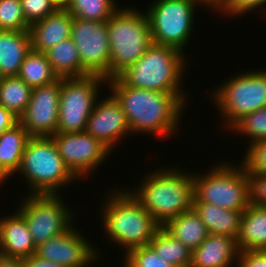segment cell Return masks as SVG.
I'll return each mask as SVG.
<instances>
[{
    "label": "cell",
    "instance_id": "obj_1",
    "mask_svg": "<svg viewBox=\"0 0 266 267\" xmlns=\"http://www.w3.org/2000/svg\"><path fill=\"white\" fill-rule=\"evenodd\" d=\"M107 85L120 103L131 134L152 133L167 138L177 134L181 114L187 106L184 93L126 87L117 78L107 80Z\"/></svg>",
    "mask_w": 266,
    "mask_h": 267
},
{
    "label": "cell",
    "instance_id": "obj_2",
    "mask_svg": "<svg viewBox=\"0 0 266 267\" xmlns=\"http://www.w3.org/2000/svg\"><path fill=\"white\" fill-rule=\"evenodd\" d=\"M187 172L163 166V169L147 173L139 188L129 192L163 226L169 219L192 209L194 179L193 172Z\"/></svg>",
    "mask_w": 266,
    "mask_h": 267
},
{
    "label": "cell",
    "instance_id": "obj_3",
    "mask_svg": "<svg viewBox=\"0 0 266 267\" xmlns=\"http://www.w3.org/2000/svg\"><path fill=\"white\" fill-rule=\"evenodd\" d=\"M112 191L101 206L102 224L108 240L125 248V253L136 247L149 245L161 225L127 190Z\"/></svg>",
    "mask_w": 266,
    "mask_h": 267
},
{
    "label": "cell",
    "instance_id": "obj_4",
    "mask_svg": "<svg viewBox=\"0 0 266 267\" xmlns=\"http://www.w3.org/2000/svg\"><path fill=\"white\" fill-rule=\"evenodd\" d=\"M182 51L152 44L142 57L116 78L126 87L157 92L184 93L181 89L186 67Z\"/></svg>",
    "mask_w": 266,
    "mask_h": 267
},
{
    "label": "cell",
    "instance_id": "obj_5",
    "mask_svg": "<svg viewBox=\"0 0 266 267\" xmlns=\"http://www.w3.org/2000/svg\"><path fill=\"white\" fill-rule=\"evenodd\" d=\"M207 172L202 175L201 172H193V202L244 212L256 198V184L242 164L234 166L223 161L213 165Z\"/></svg>",
    "mask_w": 266,
    "mask_h": 267
},
{
    "label": "cell",
    "instance_id": "obj_6",
    "mask_svg": "<svg viewBox=\"0 0 266 267\" xmlns=\"http://www.w3.org/2000/svg\"><path fill=\"white\" fill-rule=\"evenodd\" d=\"M110 44V79L139 60L153 44L147 14L119 8L107 21Z\"/></svg>",
    "mask_w": 266,
    "mask_h": 267
},
{
    "label": "cell",
    "instance_id": "obj_7",
    "mask_svg": "<svg viewBox=\"0 0 266 267\" xmlns=\"http://www.w3.org/2000/svg\"><path fill=\"white\" fill-rule=\"evenodd\" d=\"M18 174L27 181L29 194L59 195L60 187L78 180L66 167L51 137H30Z\"/></svg>",
    "mask_w": 266,
    "mask_h": 267
},
{
    "label": "cell",
    "instance_id": "obj_8",
    "mask_svg": "<svg viewBox=\"0 0 266 267\" xmlns=\"http://www.w3.org/2000/svg\"><path fill=\"white\" fill-rule=\"evenodd\" d=\"M220 85L211 99L226 120V129L244 115L266 107V69L238 73Z\"/></svg>",
    "mask_w": 266,
    "mask_h": 267
},
{
    "label": "cell",
    "instance_id": "obj_9",
    "mask_svg": "<svg viewBox=\"0 0 266 267\" xmlns=\"http://www.w3.org/2000/svg\"><path fill=\"white\" fill-rule=\"evenodd\" d=\"M146 14L150 23L152 42L175 47L182 52L191 39L193 18L198 0H155Z\"/></svg>",
    "mask_w": 266,
    "mask_h": 267
},
{
    "label": "cell",
    "instance_id": "obj_10",
    "mask_svg": "<svg viewBox=\"0 0 266 267\" xmlns=\"http://www.w3.org/2000/svg\"><path fill=\"white\" fill-rule=\"evenodd\" d=\"M107 84L104 77L89 75L61 78L56 133L84 132L89 116L97 103L99 86Z\"/></svg>",
    "mask_w": 266,
    "mask_h": 267
},
{
    "label": "cell",
    "instance_id": "obj_11",
    "mask_svg": "<svg viewBox=\"0 0 266 267\" xmlns=\"http://www.w3.org/2000/svg\"><path fill=\"white\" fill-rule=\"evenodd\" d=\"M60 195L28 194L18 206L36 247L73 226V212Z\"/></svg>",
    "mask_w": 266,
    "mask_h": 267
},
{
    "label": "cell",
    "instance_id": "obj_12",
    "mask_svg": "<svg viewBox=\"0 0 266 267\" xmlns=\"http://www.w3.org/2000/svg\"><path fill=\"white\" fill-rule=\"evenodd\" d=\"M71 39L76 44L82 67L90 75L110 79V44L107 21L73 17Z\"/></svg>",
    "mask_w": 266,
    "mask_h": 267
},
{
    "label": "cell",
    "instance_id": "obj_13",
    "mask_svg": "<svg viewBox=\"0 0 266 267\" xmlns=\"http://www.w3.org/2000/svg\"><path fill=\"white\" fill-rule=\"evenodd\" d=\"M51 138L64 164L77 179H82L84 175L87 177L112 153L104 144L85 131L56 133Z\"/></svg>",
    "mask_w": 266,
    "mask_h": 267
},
{
    "label": "cell",
    "instance_id": "obj_14",
    "mask_svg": "<svg viewBox=\"0 0 266 267\" xmlns=\"http://www.w3.org/2000/svg\"><path fill=\"white\" fill-rule=\"evenodd\" d=\"M61 78L32 88L30 101L19 123L30 137H52L56 134L60 101Z\"/></svg>",
    "mask_w": 266,
    "mask_h": 267
},
{
    "label": "cell",
    "instance_id": "obj_15",
    "mask_svg": "<svg viewBox=\"0 0 266 267\" xmlns=\"http://www.w3.org/2000/svg\"><path fill=\"white\" fill-rule=\"evenodd\" d=\"M88 241L81 231L75 228L74 223L63 234L37 246L35 255L63 267H88L93 262H97L100 255V252Z\"/></svg>",
    "mask_w": 266,
    "mask_h": 267
},
{
    "label": "cell",
    "instance_id": "obj_16",
    "mask_svg": "<svg viewBox=\"0 0 266 267\" xmlns=\"http://www.w3.org/2000/svg\"><path fill=\"white\" fill-rule=\"evenodd\" d=\"M109 96L101 102L97 101L88 118L85 132L112 151L119 140L130 133V129L120 103L112 94Z\"/></svg>",
    "mask_w": 266,
    "mask_h": 267
},
{
    "label": "cell",
    "instance_id": "obj_17",
    "mask_svg": "<svg viewBox=\"0 0 266 267\" xmlns=\"http://www.w3.org/2000/svg\"><path fill=\"white\" fill-rule=\"evenodd\" d=\"M73 16L66 9H58L43 20L30 25L31 49L45 53L61 41L71 38Z\"/></svg>",
    "mask_w": 266,
    "mask_h": 267
},
{
    "label": "cell",
    "instance_id": "obj_18",
    "mask_svg": "<svg viewBox=\"0 0 266 267\" xmlns=\"http://www.w3.org/2000/svg\"><path fill=\"white\" fill-rule=\"evenodd\" d=\"M36 246L25 218L17 211L0 219V253L25 259L34 255Z\"/></svg>",
    "mask_w": 266,
    "mask_h": 267
},
{
    "label": "cell",
    "instance_id": "obj_19",
    "mask_svg": "<svg viewBox=\"0 0 266 267\" xmlns=\"http://www.w3.org/2000/svg\"><path fill=\"white\" fill-rule=\"evenodd\" d=\"M238 254L236 239L209 234L199 247L192 250L189 267H233Z\"/></svg>",
    "mask_w": 266,
    "mask_h": 267
},
{
    "label": "cell",
    "instance_id": "obj_20",
    "mask_svg": "<svg viewBox=\"0 0 266 267\" xmlns=\"http://www.w3.org/2000/svg\"><path fill=\"white\" fill-rule=\"evenodd\" d=\"M239 252L266 251V206L255 198L242 213Z\"/></svg>",
    "mask_w": 266,
    "mask_h": 267
},
{
    "label": "cell",
    "instance_id": "obj_21",
    "mask_svg": "<svg viewBox=\"0 0 266 267\" xmlns=\"http://www.w3.org/2000/svg\"><path fill=\"white\" fill-rule=\"evenodd\" d=\"M30 50L29 31L0 30V78L18 76L21 64Z\"/></svg>",
    "mask_w": 266,
    "mask_h": 267
},
{
    "label": "cell",
    "instance_id": "obj_22",
    "mask_svg": "<svg viewBox=\"0 0 266 267\" xmlns=\"http://www.w3.org/2000/svg\"><path fill=\"white\" fill-rule=\"evenodd\" d=\"M192 208L199 215L209 234L238 239L242 211L223 209L203 202H193Z\"/></svg>",
    "mask_w": 266,
    "mask_h": 267
},
{
    "label": "cell",
    "instance_id": "obj_23",
    "mask_svg": "<svg viewBox=\"0 0 266 267\" xmlns=\"http://www.w3.org/2000/svg\"><path fill=\"white\" fill-rule=\"evenodd\" d=\"M29 138L19 122L0 134V171L7 178L17 173Z\"/></svg>",
    "mask_w": 266,
    "mask_h": 267
},
{
    "label": "cell",
    "instance_id": "obj_24",
    "mask_svg": "<svg viewBox=\"0 0 266 267\" xmlns=\"http://www.w3.org/2000/svg\"><path fill=\"white\" fill-rule=\"evenodd\" d=\"M162 227L191 251L199 247L209 235L193 208L169 219Z\"/></svg>",
    "mask_w": 266,
    "mask_h": 267
},
{
    "label": "cell",
    "instance_id": "obj_25",
    "mask_svg": "<svg viewBox=\"0 0 266 267\" xmlns=\"http://www.w3.org/2000/svg\"><path fill=\"white\" fill-rule=\"evenodd\" d=\"M45 55L58 78H81L90 75L82 67L78 49L71 38L53 46Z\"/></svg>",
    "mask_w": 266,
    "mask_h": 267
},
{
    "label": "cell",
    "instance_id": "obj_26",
    "mask_svg": "<svg viewBox=\"0 0 266 267\" xmlns=\"http://www.w3.org/2000/svg\"><path fill=\"white\" fill-rule=\"evenodd\" d=\"M149 245L160 259L176 267H189L192 251L172 237L162 226L156 231Z\"/></svg>",
    "mask_w": 266,
    "mask_h": 267
},
{
    "label": "cell",
    "instance_id": "obj_27",
    "mask_svg": "<svg viewBox=\"0 0 266 267\" xmlns=\"http://www.w3.org/2000/svg\"><path fill=\"white\" fill-rule=\"evenodd\" d=\"M18 77L31 88L48 85L58 79L45 53L33 49L23 60Z\"/></svg>",
    "mask_w": 266,
    "mask_h": 267
},
{
    "label": "cell",
    "instance_id": "obj_28",
    "mask_svg": "<svg viewBox=\"0 0 266 267\" xmlns=\"http://www.w3.org/2000/svg\"><path fill=\"white\" fill-rule=\"evenodd\" d=\"M32 88L18 76L0 78V106L20 117L30 101Z\"/></svg>",
    "mask_w": 266,
    "mask_h": 267
},
{
    "label": "cell",
    "instance_id": "obj_29",
    "mask_svg": "<svg viewBox=\"0 0 266 267\" xmlns=\"http://www.w3.org/2000/svg\"><path fill=\"white\" fill-rule=\"evenodd\" d=\"M115 0H71L65 8L73 17L88 21H108L120 8Z\"/></svg>",
    "mask_w": 266,
    "mask_h": 267
},
{
    "label": "cell",
    "instance_id": "obj_30",
    "mask_svg": "<svg viewBox=\"0 0 266 267\" xmlns=\"http://www.w3.org/2000/svg\"><path fill=\"white\" fill-rule=\"evenodd\" d=\"M230 129L235 133L245 134L248 137L249 145L252 143L266 139V107L258 109L252 113L244 115Z\"/></svg>",
    "mask_w": 266,
    "mask_h": 267
},
{
    "label": "cell",
    "instance_id": "obj_31",
    "mask_svg": "<svg viewBox=\"0 0 266 267\" xmlns=\"http://www.w3.org/2000/svg\"><path fill=\"white\" fill-rule=\"evenodd\" d=\"M241 164L256 185L266 179V139L249 145Z\"/></svg>",
    "mask_w": 266,
    "mask_h": 267
},
{
    "label": "cell",
    "instance_id": "obj_32",
    "mask_svg": "<svg viewBox=\"0 0 266 267\" xmlns=\"http://www.w3.org/2000/svg\"><path fill=\"white\" fill-rule=\"evenodd\" d=\"M21 0H0V30L29 31Z\"/></svg>",
    "mask_w": 266,
    "mask_h": 267
},
{
    "label": "cell",
    "instance_id": "obj_33",
    "mask_svg": "<svg viewBox=\"0 0 266 267\" xmlns=\"http://www.w3.org/2000/svg\"><path fill=\"white\" fill-rule=\"evenodd\" d=\"M124 256V267H176L160 259L150 245L131 249Z\"/></svg>",
    "mask_w": 266,
    "mask_h": 267
},
{
    "label": "cell",
    "instance_id": "obj_34",
    "mask_svg": "<svg viewBox=\"0 0 266 267\" xmlns=\"http://www.w3.org/2000/svg\"><path fill=\"white\" fill-rule=\"evenodd\" d=\"M21 7L29 25L43 20L58 10L50 0H21Z\"/></svg>",
    "mask_w": 266,
    "mask_h": 267
},
{
    "label": "cell",
    "instance_id": "obj_35",
    "mask_svg": "<svg viewBox=\"0 0 266 267\" xmlns=\"http://www.w3.org/2000/svg\"><path fill=\"white\" fill-rule=\"evenodd\" d=\"M266 4V0H226L216 11L224 12L231 17L247 14L255 8H259ZM236 15V16H235Z\"/></svg>",
    "mask_w": 266,
    "mask_h": 267
},
{
    "label": "cell",
    "instance_id": "obj_36",
    "mask_svg": "<svg viewBox=\"0 0 266 267\" xmlns=\"http://www.w3.org/2000/svg\"><path fill=\"white\" fill-rule=\"evenodd\" d=\"M235 262L236 267H266V251H241Z\"/></svg>",
    "mask_w": 266,
    "mask_h": 267
},
{
    "label": "cell",
    "instance_id": "obj_37",
    "mask_svg": "<svg viewBox=\"0 0 266 267\" xmlns=\"http://www.w3.org/2000/svg\"><path fill=\"white\" fill-rule=\"evenodd\" d=\"M18 122V117H16L11 111L6 110L3 106H0V134L13 127Z\"/></svg>",
    "mask_w": 266,
    "mask_h": 267
},
{
    "label": "cell",
    "instance_id": "obj_38",
    "mask_svg": "<svg viewBox=\"0 0 266 267\" xmlns=\"http://www.w3.org/2000/svg\"><path fill=\"white\" fill-rule=\"evenodd\" d=\"M23 267H63L59 264L52 263L38 256L31 255L29 258L22 259Z\"/></svg>",
    "mask_w": 266,
    "mask_h": 267
},
{
    "label": "cell",
    "instance_id": "obj_39",
    "mask_svg": "<svg viewBox=\"0 0 266 267\" xmlns=\"http://www.w3.org/2000/svg\"><path fill=\"white\" fill-rule=\"evenodd\" d=\"M0 267H23V261L0 253Z\"/></svg>",
    "mask_w": 266,
    "mask_h": 267
},
{
    "label": "cell",
    "instance_id": "obj_40",
    "mask_svg": "<svg viewBox=\"0 0 266 267\" xmlns=\"http://www.w3.org/2000/svg\"><path fill=\"white\" fill-rule=\"evenodd\" d=\"M256 198L266 206V179L256 185Z\"/></svg>",
    "mask_w": 266,
    "mask_h": 267
},
{
    "label": "cell",
    "instance_id": "obj_41",
    "mask_svg": "<svg viewBox=\"0 0 266 267\" xmlns=\"http://www.w3.org/2000/svg\"><path fill=\"white\" fill-rule=\"evenodd\" d=\"M226 0H198L199 4L206 5L209 9L217 10Z\"/></svg>",
    "mask_w": 266,
    "mask_h": 267
},
{
    "label": "cell",
    "instance_id": "obj_42",
    "mask_svg": "<svg viewBox=\"0 0 266 267\" xmlns=\"http://www.w3.org/2000/svg\"><path fill=\"white\" fill-rule=\"evenodd\" d=\"M58 9H65L71 0H50Z\"/></svg>",
    "mask_w": 266,
    "mask_h": 267
},
{
    "label": "cell",
    "instance_id": "obj_43",
    "mask_svg": "<svg viewBox=\"0 0 266 267\" xmlns=\"http://www.w3.org/2000/svg\"><path fill=\"white\" fill-rule=\"evenodd\" d=\"M6 179L8 178L0 171V183L4 182Z\"/></svg>",
    "mask_w": 266,
    "mask_h": 267
}]
</instances>
